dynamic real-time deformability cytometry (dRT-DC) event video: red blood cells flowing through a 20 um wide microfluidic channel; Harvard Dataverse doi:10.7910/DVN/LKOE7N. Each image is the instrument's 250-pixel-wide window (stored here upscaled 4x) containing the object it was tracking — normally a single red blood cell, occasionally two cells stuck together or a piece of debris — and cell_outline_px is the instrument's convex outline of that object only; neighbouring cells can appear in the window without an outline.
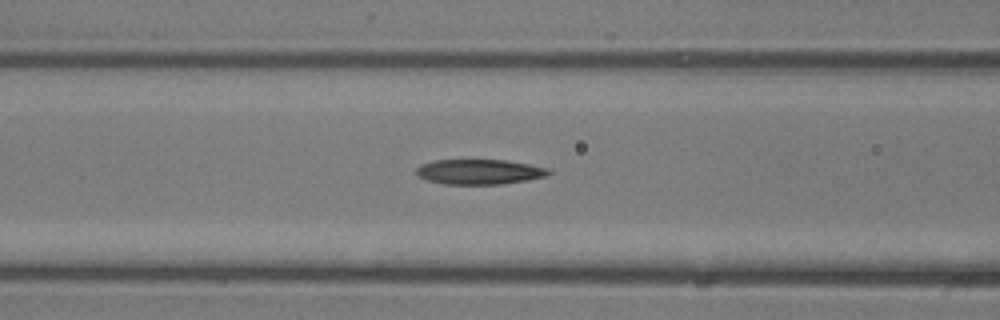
{"species": "common noctule bat (a hibernating species)", "species_latin": "Nyctalus noctula", "temperature_condition": "room temperature", "stored_images_in_passage": 28, "camera_frame_rate_fps": 3000, "um_per_image_px": 0.085, "animal": {"sex": "male", "body_mass_g": 13.3}, "frame": {"image": 1, "passage_image": 14, "time_ms": 4.333, "image_size_px": [1000, 320], "cell_outline_px": [[552, 172], [548, 176], [528, 180], [500, 184], [444, 184], [428, 180], [420, 176], [416, 172], [416, 168], [420, 164], [436, 160], [504, 160], [528, 164], [548, 168]], "centroid_in_image_um": [40.77, 14.6], "position_along_channel_um": 125.8, "area_um2": 19.25}}
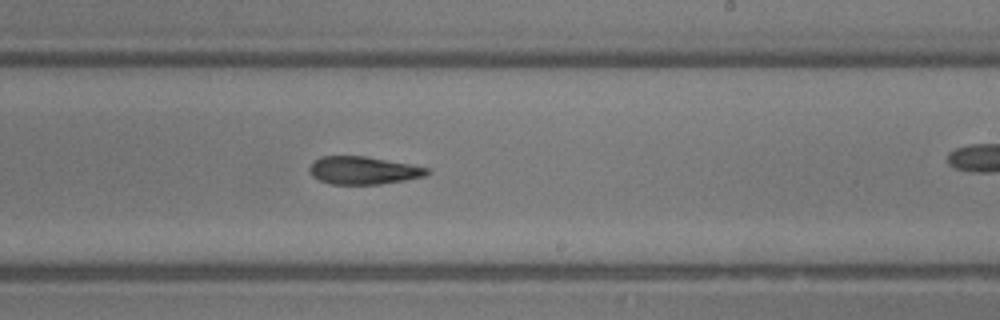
{"frame": {"image": 2, "passage_image": 21, "time_ms": 6.667, "image_size_px": [1000, 320], "cell_outline_px": [[432, 172], [424, 176], [404, 180], [380, 184], [332, 184], [320, 180], [312, 176], [308, 172], [308, 168], [320, 156], [364, 156], [412, 164], [428, 168]], "centroid_in_image_um": [30.89, 14.48], "position_along_channel_um": 258.1, "area_um2": 19.02}}
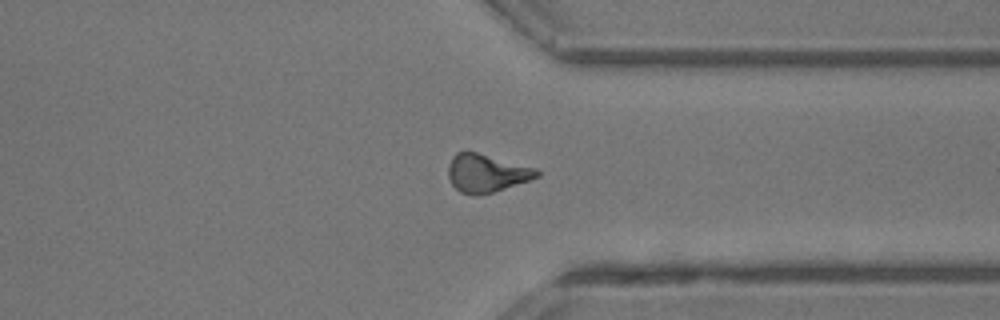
{"frame": {"image": 3, "passage_image": 27, "time_ms": 8.667, "image_size_px": [1000, 320], "cell_outline_px": [[540, 176], [492, 192], [460, 192], [452, 184], [448, 176], [448, 164], [452, 156], [456, 152], [464, 148], [536, 168], [540, 172]], "centroid_in_image_um": [41.32, 14.63], "position_along_channel_um": 370.1, "area_um2": 19.42}}